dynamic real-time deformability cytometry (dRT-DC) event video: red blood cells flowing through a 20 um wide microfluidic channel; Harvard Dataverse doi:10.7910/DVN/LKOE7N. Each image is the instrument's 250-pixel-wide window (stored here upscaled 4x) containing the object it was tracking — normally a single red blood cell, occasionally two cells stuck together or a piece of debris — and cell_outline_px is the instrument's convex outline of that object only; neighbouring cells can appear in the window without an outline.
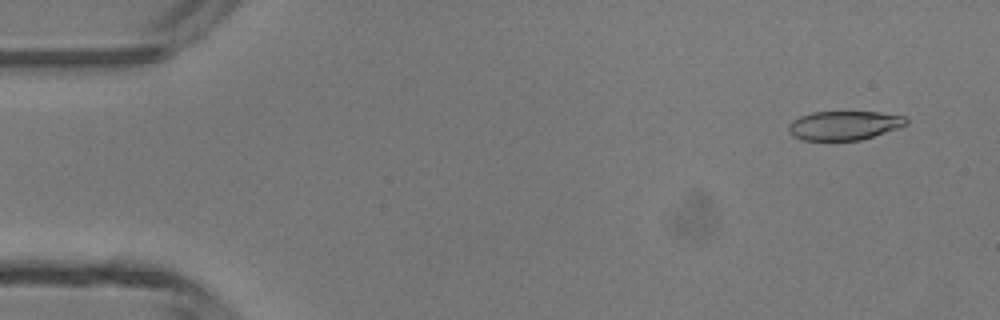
{"species": "common noctule bat (a hibernating species)", "species_latin": "Nyctalus noctula", "temperature_condition": "room temperature", "stored_images_in_passage": 44, "camera_frame_rate_fps": 3000, "um_per_image_px": 0.085, "animal": {"sex": "male", "body_mass_g": 13.3}, "frame": {"image": 1, "passage_image": 1, "time_ms": 0.0, "image_size_px": [1000, 320], "cell_outline_px": [[908, 124], [900, 128], [860, 140], [804, 140], [792, 136], [788, 132], [788, 128], [792, 120], [800, 116], [812, 112], [880, 112], [904, 116], [908, 120]], "centroid_in_image_um": [71.76, 10.66], "position_along_channel_um": 13.2, "area_um2": 20.0}}
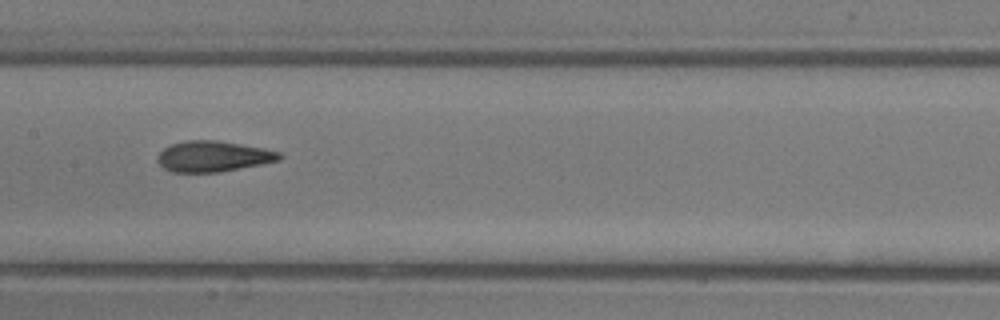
{"frame": {"image": 2, "passage_image": 21, "time_ms": 6.667, "image_size_px": [1000, 320], "cell_outline_px": [[284, 156], [280, 160], [220, 172], [172, 172], [164, 168], [156, 160], [156, 156], [164, 148], [172, 144], [188, 140], [216, 140], [264, 148], [280, 152]], "centroid_in_image_um": [18.12, 13.29], "position_along_channel_um": 189.3, "area_um2": 21.79}}
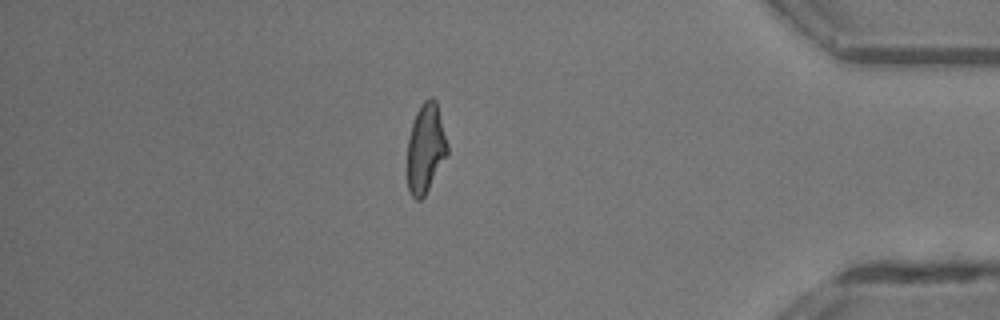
{"frame": {"image": 3, "passage_image": 38, "time_ms": 12.333, "image_size_px": [1000, 320], "cell_outline_px": [[448, 152], [424, 196], [420, 200], [416, 200], [412, 196], [408, 188], [408, 136], [416, 112], [420, 104], [428, 96], [432, 96], [436, 100], [448, 144]], "centroid_in_image_um": [36.17, 12.55], "position_along_channel_um": 399.0, "area_um2": 20.69}, "authors_computed_cell_mechanics": {"area_um2": 21.5016, "velocity_mm_per_s": 4.3869, "shape_relaxation_time_tau1_ms": 5.7178, "shape_relaxation_time_tau2_ms": 1.8673, "deformation_change_tau1": 0.1824, "deformation_change_tau2": 0.0927}}